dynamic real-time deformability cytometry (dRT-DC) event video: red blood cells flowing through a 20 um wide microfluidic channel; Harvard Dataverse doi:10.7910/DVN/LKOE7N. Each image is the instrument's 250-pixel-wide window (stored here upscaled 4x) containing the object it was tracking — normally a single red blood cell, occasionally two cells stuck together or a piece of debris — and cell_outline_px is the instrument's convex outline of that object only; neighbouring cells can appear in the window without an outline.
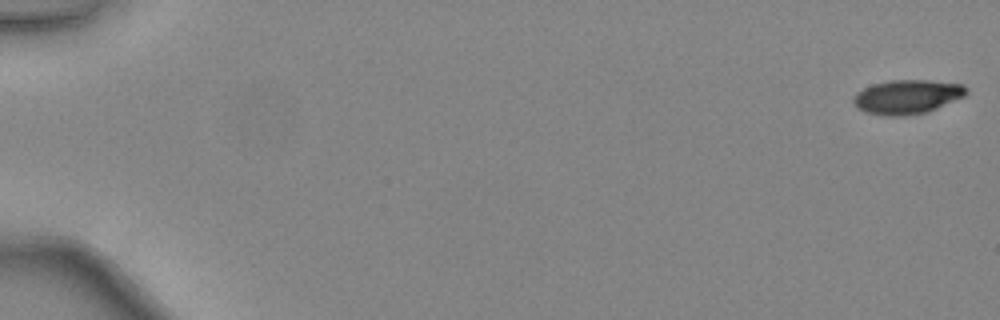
{"species": "common noctule bat (a hibernating species)", "species_latin": "Nyctalus noctula", "temperature_condition": "warm", "stored_images_in_passage": 48, "camera_frame_rate_fps": 3000, "um_per_image_px": 0.085, "animal": {"sex": "female", "body_mass_g": 24.6, "forearm_length_mm": 56.2}, "frame": {"image": 1, "passage_image": 1, "time_ms": 0.0, "image_size_px": [1000, 320], "cell_outline_px": [[968, 92], [964, 96], [928, 112], [904, 116], [888, 116], [864, 112], [856, 108], [852, 100], [856, 92], [872, 84], [892, 80], [928, 80], [964, 84], [968, 88]], "centroid_in_image_um": [77.1, 8.23], "position_along_channel_um": 7.9, "area_um2": 22.66}}
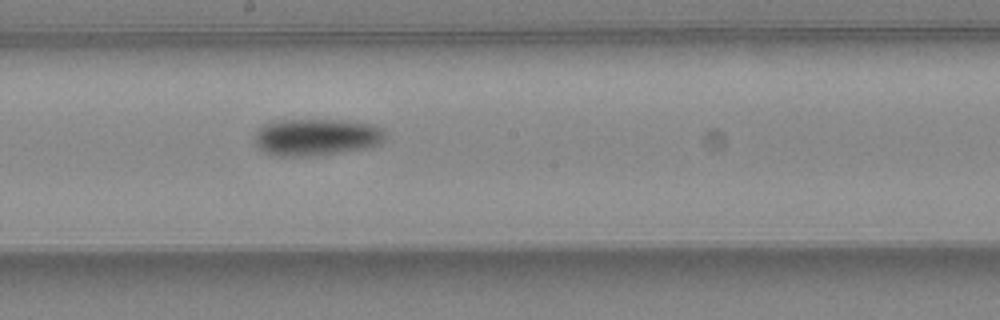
{"frame": {"image": 2, "passage_image": 28, "time_ms": 9.0, "image_size_px": [1000, 320], "cell_outline_px": [[384, 140], [376, 144], [364, 148], [320, 156], [268, 156], [256, 148], [252, 136], [264, 124], [276, 120], [348, 120], [372, 124], [380, 128], [384, 132]], "centroid_in_image_um": [26.78, 11.67], "position_along_channel_um": 221.4, "area_um2": 28.61}}
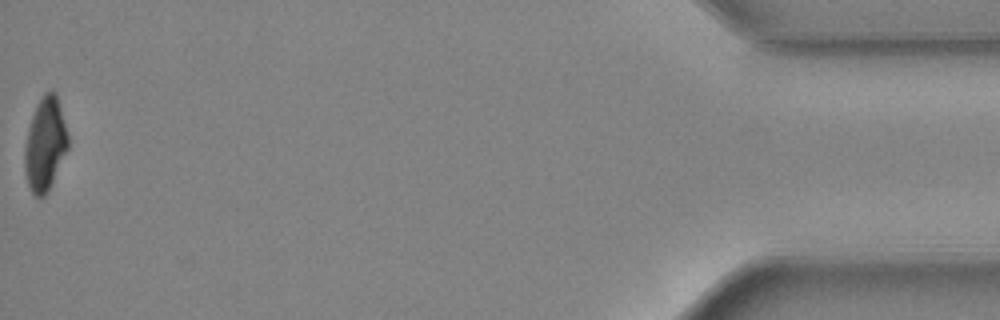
{"frame": {"image": 3, "passage_image": 48, "time_ms": 15.667, "image_size_px": [1000, 320], "cell_outline_px": [[68, 148], [48, 192], [40, 200], [32, 192], [28, 184], [24, 168], [24, 148], [28, 128], [32, 116], [44, 92], [56, 92], [68, 136]], "centroid_in_image_um": [3.83, 12.3], "position_along_channel_um": 431.4, "area_um2": 23.35}, "authors_computed_cell_mechanics": {"area_um2": 25.3742, "velocity_mm_per_s": 4.4796, "shape_relaxation_time_tau1_ms": 2.4656, "shape_relaxation_time_tau2_ms": null, "deformation_change_tau1": 0.1297, "deformation_change_tau2": null}}